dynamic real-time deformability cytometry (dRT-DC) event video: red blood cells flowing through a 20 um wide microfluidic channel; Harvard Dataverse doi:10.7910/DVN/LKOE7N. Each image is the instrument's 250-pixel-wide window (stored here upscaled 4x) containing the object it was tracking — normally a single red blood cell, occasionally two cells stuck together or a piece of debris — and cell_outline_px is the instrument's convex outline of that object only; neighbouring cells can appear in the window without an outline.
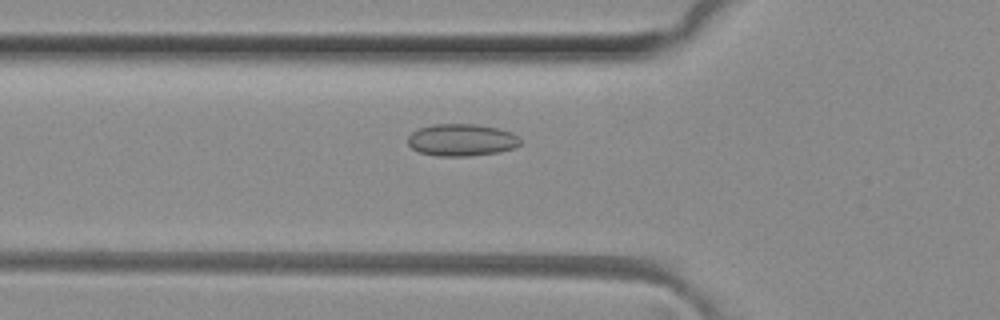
{"species": "common noctule bat (a hibernating species)", "species_latin": "Nyctalus noctula", "temperature_condition": "room temperature", "stored_images_in_passage": 32, "camera_frame_rate_fps": 3000, "um_per_image_px": 0.085, "animal": {"sex": "female", "body_mass_g": 29.2, "forearm_length_mm": 56.3}, "frame": {"image": 1, "passage_image": 4, "time_ms": 1.0, "image_size_px": [1000, 320], "cell_outline_px": [[520, 144], [512, 148], [500, 152], [468, 156], [436, 156], [420, 152], [412, 148], [408, 144], [408, 136], [412, 132], [420, 128], [432, 124], [476, 124], [496, 128], [512, 132], [520, 140]], "centroid_in_image_um": [39.22, 11.9], "position_along_channel_um": 86.6, "area_um2": 20.98}}
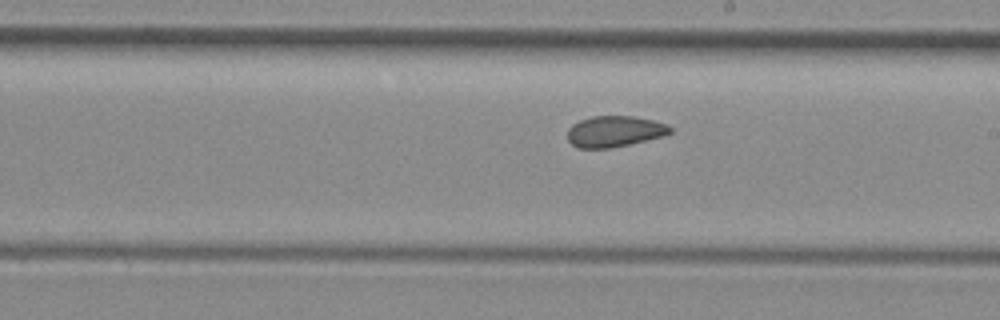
{"frame": {"image": 2, "passage_image": 15, "time_ms": 4.667, "image_size_px": [1000, 320], "cell_outline_px": [[672, 132], [660, 136], [628, 144], [608, 148], [576, 148], [568, 140], [568, 128], [572, 124], [580, 120], [592, 116], [632, 116], [652, 120], [668, 124], [672, 128]], "centroid_in_image_um": [52.2, 11.16], "position_along_channel_um": 236.8, "area_um2": 18.38}}
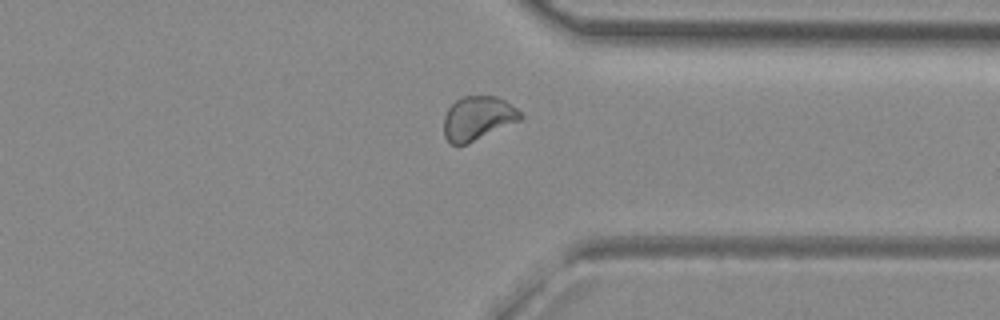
{"frame": {"image": 3, "passage_image": 25, "time_ms": 8.0, "image_size_px": [1000, 320], "cell_outline_px": [[524, 116], [520, 120], [468, 144], [448, 144], [444, 136], [444, 116], [448, 108], [456, 100], [464, 96], [496, 96], [504, 100], [516, 108]], "centroid_in_image_um": [40.59, 10.06], "position_along_channel_um": 370.8, "area_um2": 19.59}}